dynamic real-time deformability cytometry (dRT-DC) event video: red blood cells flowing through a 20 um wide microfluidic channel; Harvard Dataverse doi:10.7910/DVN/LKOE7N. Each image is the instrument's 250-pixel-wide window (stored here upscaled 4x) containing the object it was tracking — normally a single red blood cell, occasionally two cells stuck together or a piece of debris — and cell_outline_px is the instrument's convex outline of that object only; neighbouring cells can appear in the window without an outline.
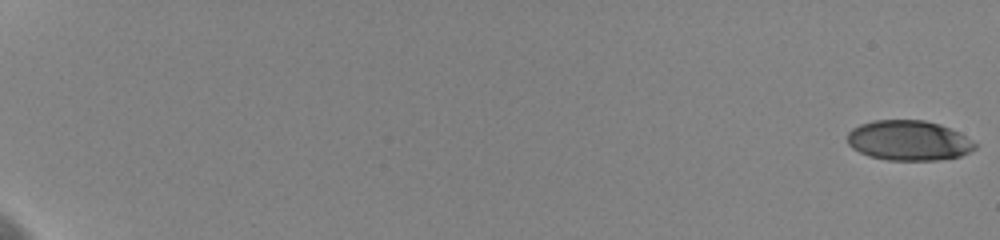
{"species": "human", "species_latin": "Homo sapiens", "temperature_condition": "cold", "stored_images_in_passage": 4, "camera_frame_rate_fps": 3000, "um_per_image_px": 0.085, "donor": {"sex": "female"}, "frame": {"image": 1, "passage_image": 1, "time_ms": 0.0, "image_size_px": [1000, 240], "cell_outline_px": [[976, 148], [960, 156], [936, 160], [888, 160], [868, 156], [852, 148], [848, 144], [848, 132], [852, 128], [860, 124], [872, 120], [924, 120], [940, 124], [972, 140], [976, 144]], "centroid_in_image_um": [77.2, 11.94], "position_along_channel_um": 7.8, "area_um2": 29.65}}